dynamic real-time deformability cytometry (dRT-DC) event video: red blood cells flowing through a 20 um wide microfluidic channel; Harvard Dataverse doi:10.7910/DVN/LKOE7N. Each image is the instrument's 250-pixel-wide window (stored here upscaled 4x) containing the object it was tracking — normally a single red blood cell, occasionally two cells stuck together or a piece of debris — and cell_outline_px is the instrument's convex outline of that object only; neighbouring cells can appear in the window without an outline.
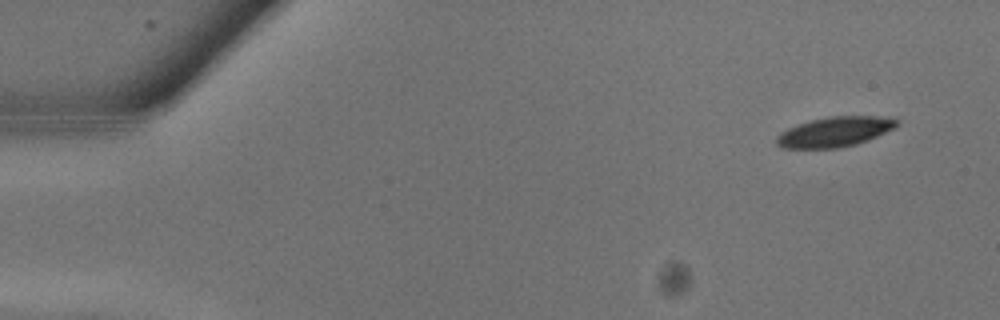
{"species": "common noctule bat (a hibernating species)", "species_latin": "Nyctalus noctula", "temperature_condition": "warm", "stored_images_in_passage": 10, "camera_frame_rate_fps": 3000, "um_per_image_px": 0.085, "animal": {"sex": "male", "body_mass_g": 13.3}, "frame": {"image": 1, "passage_image": 2, "time_ms": 0.333, "image_size_px": [1000, 320], "cell_outline_px": [[900, 120], [896, 128], [868, 140], [856, 144], [840, 148], [780, 148], [776, 144], [776, 136], [780, 132], [788, 128], [812, 120], [828, 116], [896, 116]], "centroid_in_image_um": [71.02, 11.19], "position_along_channel_um": 14.0, "area_um2": 21.33}}